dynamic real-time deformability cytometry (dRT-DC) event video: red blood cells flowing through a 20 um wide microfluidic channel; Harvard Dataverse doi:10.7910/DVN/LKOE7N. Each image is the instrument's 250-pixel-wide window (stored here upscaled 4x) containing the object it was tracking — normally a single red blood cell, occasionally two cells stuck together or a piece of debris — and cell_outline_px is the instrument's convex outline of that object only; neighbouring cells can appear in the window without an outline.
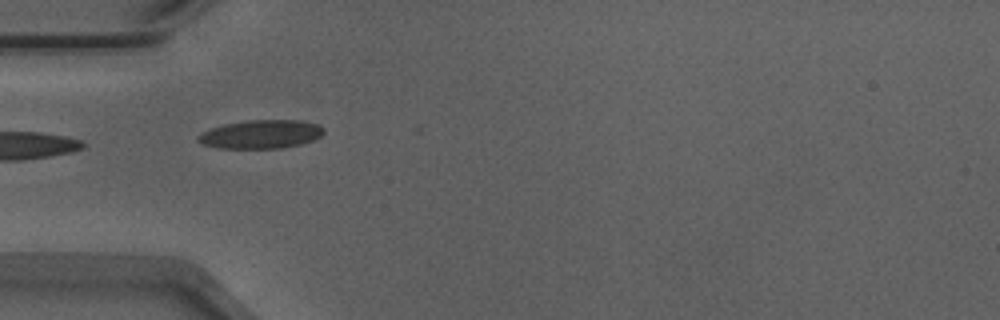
{"species": "Egyptian fruit bat (a non-hibernating species)", "species_latin": "Rousettus aegyptiacus", "temperature_condition": "warm", "stored_images_in_passage": 3, "camera_frame_rate_fps": 3000, "um_per_image_px": 0.085, "animal": {"sex": "male"}, "frame": {"image": 1, "passage_image": 1, "time_ms": 0.0, "image_size_px": [1000, 320], "cell_outline_px": [[324, 132], [320, 136], [312, 140], [300, 144], [280, 148], [216, 148], [200, 144], [196, 140], [196, 136], [200, 132], [224, 124], [244, 120], [300, 120], [320, 124], [324, 128]], "centroid_in_image_um": [22.13, 11.4], "position_along_channel_um": 62.9, "area_um2": 21.15}}